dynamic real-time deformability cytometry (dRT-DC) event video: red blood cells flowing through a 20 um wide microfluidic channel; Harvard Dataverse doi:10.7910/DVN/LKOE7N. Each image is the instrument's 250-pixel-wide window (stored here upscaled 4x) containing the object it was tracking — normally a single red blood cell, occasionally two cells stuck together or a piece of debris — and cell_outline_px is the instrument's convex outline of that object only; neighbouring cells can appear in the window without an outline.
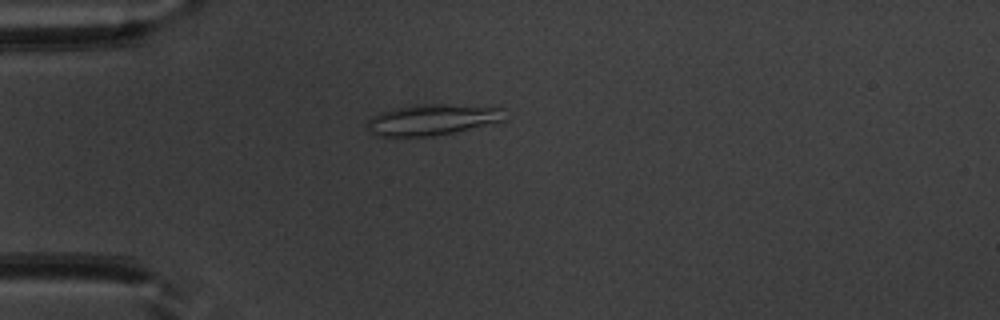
{"species": "common noctule bat (a hibernating species)", "species_latin": "Nyctalus noctula", "temperature_condition": "warm", "stored_images_in_passage": 47, "camera_frame_rate_fps": 3000, "um_per_image_px": 0.085, "animal": {"sex": "male", "body_mass_g": 20.1, "forearm_length_mm": 53.5}, "frame": {"image": 1, "passage_image": 10, "time_ms": 3.0, "image_size_px": [1000, 320], "cell_outline_px": [[504, 120], [436, 136], [380, 136], [372, 132], [368, 128], [368, 120], [372, 116], [380, 112], [392, 108], [424, 104], [444, 104], [504, 108]], "centroid_in_image_um": [36.72, 10.17], "position_along_channel_um": 48.3, "area_um2": 24.39}}
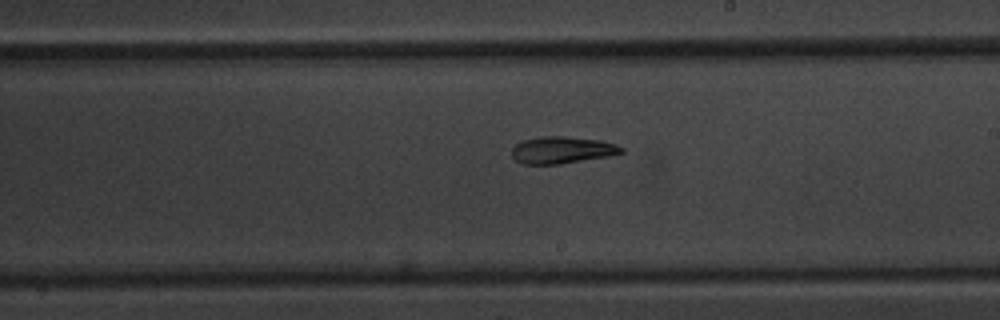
{"frame": {"image": 2, "passage_image": 26, "time_ms": 8.333, "image_size_px": [1000, 320], "cell_outline_px": [[624, 152], [608, 156], [560, 164], [524, 164], [516, 160], [512, 156], [512, 148], [516, 144], [524, 140], [540, 136], [564, 136], [600, 140], [616, 144], [624, 148]], "centroid_in_image_um": [47.78, 12.75], "position_along_channel_um": 241.2, "area_um2": 17.17}}
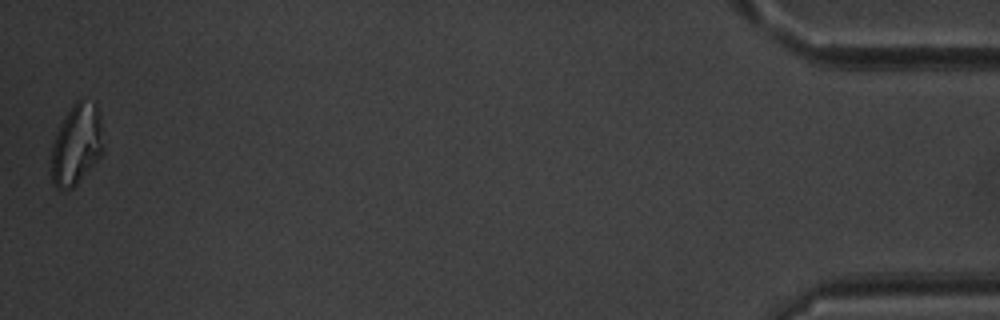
{"frame": {"image": 3, "passage_image": 47, "time_ms": 15.333, "image_size_px": [1000, 320], "cell_outline_px": [[104, 152], [76, 184], [72, 188], [60, 192], [52, 184], [48, 168], [52, 144], [60, 124], [72, 104], [80, 96], [96, 100], [100, 112]], "centroid_in_image_um": [6.48, 12.26], "position_along_channel_um": 428.7, "area_um2": 25.66}, "authors_computed_cell_mechanics": {"area_um2": 18.8428, "velocity_mm_per_s": 3.9245, "shape_relaxation_time_tau1_ms": null, "shape_relaxation_time_tau2_ms": 4.9276, "deformation_change_tau1": null, "deformation_change_tau2": 0.1292}}